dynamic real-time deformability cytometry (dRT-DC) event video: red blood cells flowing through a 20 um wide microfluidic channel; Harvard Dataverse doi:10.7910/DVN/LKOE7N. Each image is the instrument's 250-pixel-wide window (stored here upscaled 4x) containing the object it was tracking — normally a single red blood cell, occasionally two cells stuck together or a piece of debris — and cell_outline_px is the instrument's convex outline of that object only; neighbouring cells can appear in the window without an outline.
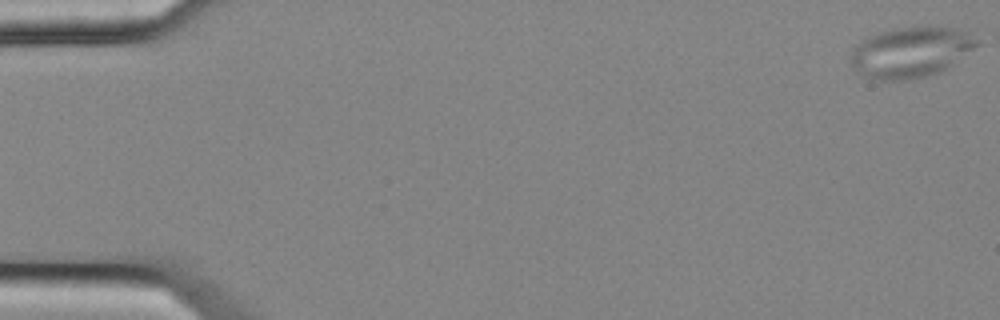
{"species": "common noctule bat (a hibernating species)", "species_latin": "Nyctalus noctula", "temperature_condition": "cold", "stored_images_in_passage": 7, "camera_frame_rate_fps": 3000, "um_per_image_px": 0.085, "animal": {"sex": "female", "body_mass_g": 25.1}, "frame": {"image": 1, "passage_image": 1, "time_ms": 0.0, "image_size_px": [1000, 320], "cell_outline_px": [[980, 44], [948, 68], [940, 72], [908, 80], [872, 80], [864, 76], [852, 64], [848, 56], [852, 48], [860, 40], [868, 36], [880, 32], [896, 28], [916, 24], [956, 28], [968, 32], [980, 40]], "centroid_in_image_um": [77.42, 4.4], "position_along_channel_um": 7.6, "area_um2": 38.03}}